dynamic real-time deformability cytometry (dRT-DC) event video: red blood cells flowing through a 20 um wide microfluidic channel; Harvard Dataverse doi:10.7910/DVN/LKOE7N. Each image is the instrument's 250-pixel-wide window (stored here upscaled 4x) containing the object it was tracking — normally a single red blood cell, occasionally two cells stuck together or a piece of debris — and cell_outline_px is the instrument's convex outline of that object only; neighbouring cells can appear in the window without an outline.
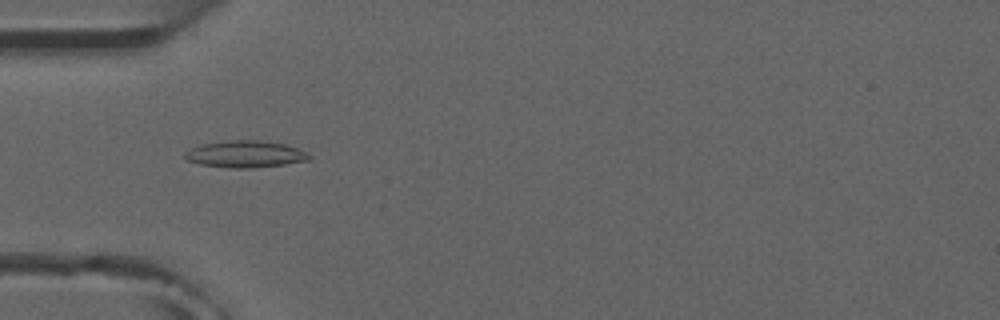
{"species": "common noctule bat (a hibernating species)", "species_latin": "Nyctalus noctula", "temperature_condition": "room temperature", "stored_images_in_passage": 7, "camera_frame_rate_fps": 3000, "um_per_image_px": 0.085, "animal": {"sex": "male", "forearm_length_mm": 52.5}, "frame": {"image": 1, "passage_image": 4, "time_ms": 4.333, "image_size_px": [1000, 320], "cell_outline_px": [[312, 156], [308, 160], [284, 164], [252, 168], [236, 168], [200, 164], [188, 160], [184, 156], [184, 152], [200, 144], [232, 140], [256, 140], [284, 144], [308, 152]], "centroid_in_image_um": [20.85, 13.1], "position_along_channel_um": 64.1, "area_um2": 19.19}}
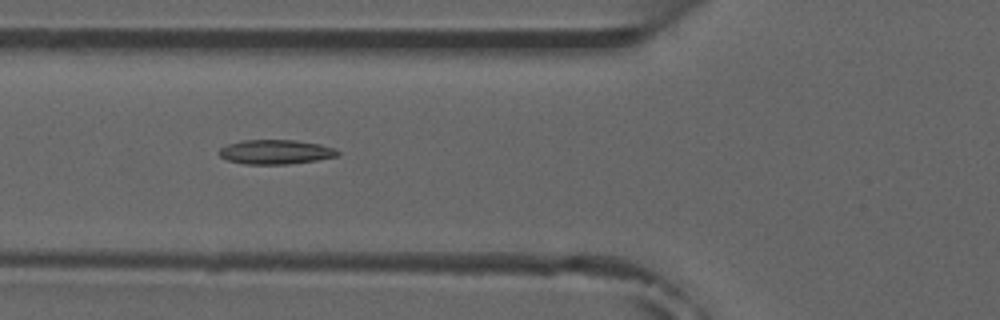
{"frame": {"image": 2, "passage_image": 5, "time_ms": 5.333, "image_size_px": [1000, 320], "cell_outline_px": [[340, 156], [316, 160], [288, 164], [244, 164], [228, 160], [220, 156], [220, 148], [228, 144], [244, 140], [296, 140], [320, 144], [336, 148], [340, 152]], "centroid_in_image_um": [23.48, 12.91], "position_along_channel_um": 102.3, "area_um2": 16.88}}
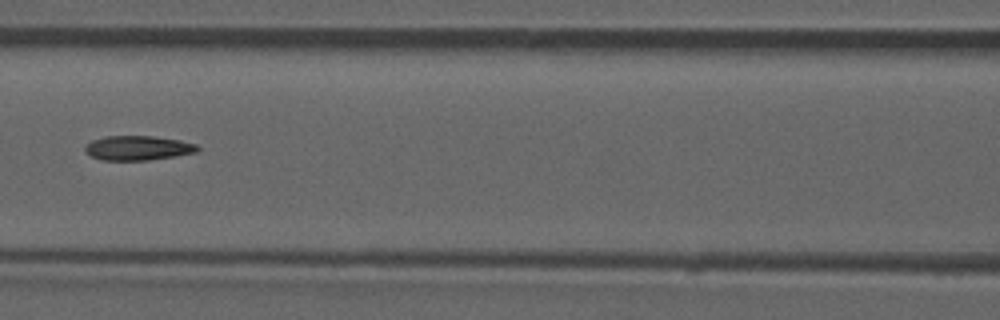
{"frame": {"image": 3, "passage_image": 6, "time_ms": 6.667, "image_size_px": [1000, 320], "cell_outline_px": [[200, 148], [196, 152], [176, 156], [148, 160], [100, 160], [84, 152], [84, 148], [92, 140], [104, 136], [156, 136], [180, 140], [196, 144]], "centroid_in_image_um": [11.72, 12.57], "position_along_channel_um": 154.9, "area_um2": 16.13}}